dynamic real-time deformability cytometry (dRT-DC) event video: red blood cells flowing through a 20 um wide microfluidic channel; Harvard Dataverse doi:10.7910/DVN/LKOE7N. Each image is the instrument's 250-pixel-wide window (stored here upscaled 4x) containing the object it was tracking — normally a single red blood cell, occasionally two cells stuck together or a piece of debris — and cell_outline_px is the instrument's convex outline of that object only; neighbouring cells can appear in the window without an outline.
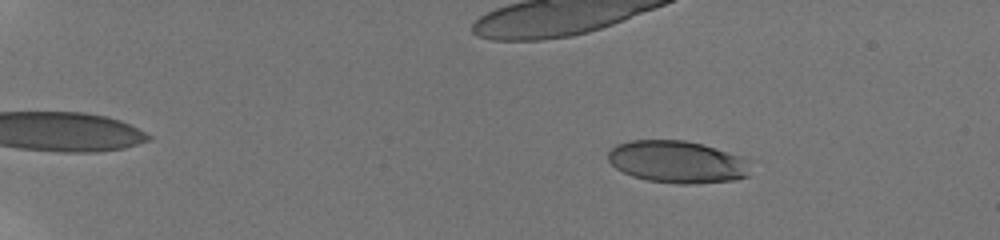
{"species": "human", "species_latin": "Homo sapiens", "temperature_condition": "room temperature", "stored_images_in_passage": 56, "camera_frame_rate_fps": 3000, "um_per_image_px": 0.085, "donor": {"sex": "male"}, "frame": {"image": 1, "passage_image": 8, "time_ms": 2.333, "image_size_px": [1000, 240], "cell_outline_px": [[748, 176], [736, 180], [696, 184], [676, 184], [648, 180], [632, 176], [616, 168], [608, 160], [608, 152], [616, 144], [628, 140], [684, 140], [704, 144], [740, 156]], "centroid_in_image_um": [57.48, 13.76], "position_along_channel_um": 27.5, "area_um2": 34.74}}
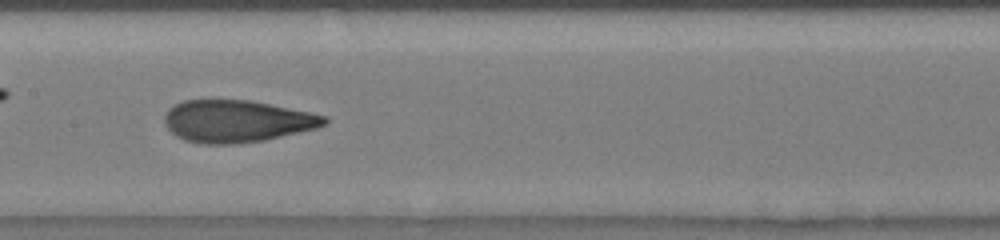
{"frame": {"image": 2, "passage_image": 31, "time_ms": 10.0, "image_size_px": [1000, 240], "cell_outline_px": [[328, 124], [316, 128], [264, 140], [236, 144], [200, 144], [184, 140], [176, 136], [164, 124], [164, 116], [168, 108], [172, 104], [184, 100], [248, 100], [312, 112], [328, 116]], "centroid_in_image_um": [20.12, 10.3], "position_along_channel_um": 187.3, "area_um2": 39.54}}
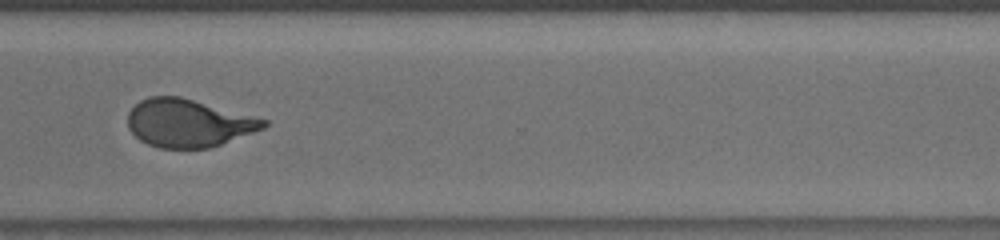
{"frame": {"image": 3, "passage_image": 44, "time_ms": 14.333, "image_size_px": [1000, 240], "cell_outline_px": [[268, 124], [264, 128], [220, 144], [208, 148], [156, 148], [140, 140], [128, 128], [128, 112], [140, 100], [148, 96], [180, 96], [268, 120]], "centroid_in_image_um": [15.98, 10.46], "position_along_channel_um": 354.6, "area_um2": 37.69}, "authors_computed_cell_mechanics": {"area_um2": 38.3214, "velocity_mm_per_s": 3.8741, "shape_relaxation_time_tau1_ms": 6.817, "shape_relaxation_time_tau2_ms": 0.8791, "deformation_change_tau1": 0.2656, "deformation_change_tau2": 0.0784}}